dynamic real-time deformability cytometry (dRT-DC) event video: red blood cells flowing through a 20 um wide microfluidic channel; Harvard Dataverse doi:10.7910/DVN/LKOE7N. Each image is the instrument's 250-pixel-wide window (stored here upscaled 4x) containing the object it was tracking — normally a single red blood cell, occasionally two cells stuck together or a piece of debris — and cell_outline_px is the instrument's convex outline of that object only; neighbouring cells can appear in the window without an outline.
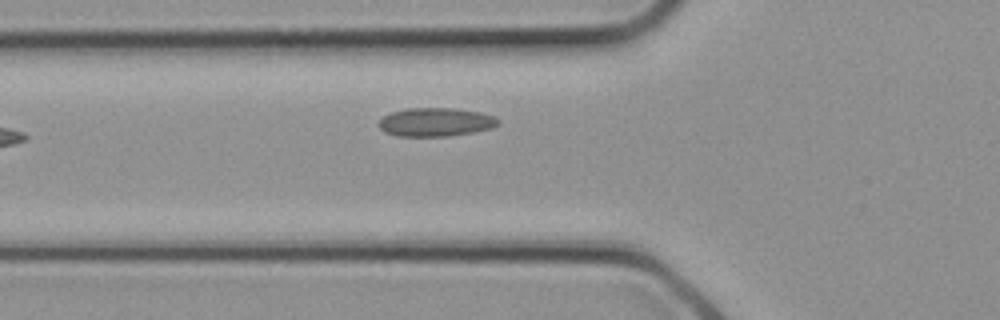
{"species": "common noctule bat (a hibernating species)", "species_latin": "Nyctalus noctula", "temperature_condition": "cold", "stored_images_in_passage": 5, "camera_frame_rate_fps": 3000, "um_per_image_px": 0.085, "animal": {"sex": "female", "body_mass_g": 21.9}, "frame": {"image": 1, "passage_image": 4, "time_ms": 1.0, "image_size_px": [1000, 320], "cell_outline_px": [[500, 124], [492, 128], [472, 132], [448, 136], [396, 136], [384, 132], [376, 124], [384, 116], [392, 112], [408, 108], [452, 108], [480, 112], [496, 116], [500, 120]], "centroid_in_image_um": [37.04, 10.38], "position_along_channel_um": 88.8, "area_um2": 20.0}}